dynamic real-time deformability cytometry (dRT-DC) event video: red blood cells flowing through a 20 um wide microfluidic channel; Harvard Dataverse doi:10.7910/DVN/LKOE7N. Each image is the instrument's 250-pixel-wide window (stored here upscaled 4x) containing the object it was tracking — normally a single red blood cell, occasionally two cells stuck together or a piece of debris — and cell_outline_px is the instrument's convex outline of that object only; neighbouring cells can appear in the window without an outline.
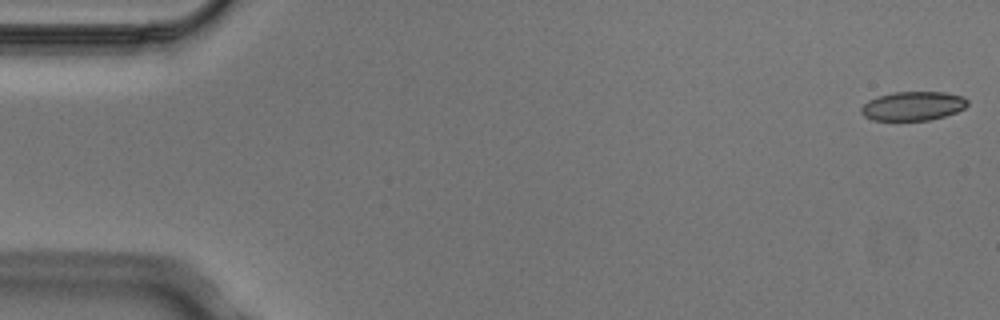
{"species": "Egyptian fruit bat (a non-hibernating species)", "species_latin": "Rousettus aegyptiacus", "temperature_condition": "cold", "stored_images_in_passage": 5, "camera_frame_rate_fps": 3000, "um_per_image_px": 0.085, "animal": {"sex": "male"}, "frame": {"image": 1, "passage_image": 1, "time_ms": 0.0, "image_size_px": [1000, 320], "cell_outline_px": [[968, 104], [964, 108], [956, 112], [944, 116], [928, 120], [872, 120], [864, 116], [860, 112], [860, 108], [868, 100], [892, 92], [944, 92], [964, 96], [968, 100]], "centroid_in_image_um": [77.6, 9.0], "position_along_channel_um": 7.4, "area_um2": 17.98}}
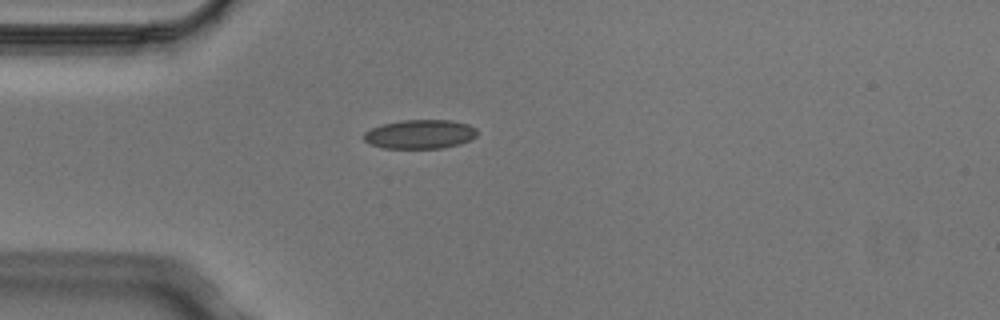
{"frame": {"image": 2, "passage_image": 4, "time_ms": 1.0, "image_size_px": [1000, 320], "cell_outline_px": [[476, 136], [472, 140], [460, 144], [444, 148], [384, 148], [368, 144], [364, 140], [364, 132], [380, 124], [404, 120], [452, 120], [468, 124], [476, 128]], "centroid_in_image_um": [35.7, 11.41], "position_along_channel_um": 49.3, "area_um2": 19.36}}